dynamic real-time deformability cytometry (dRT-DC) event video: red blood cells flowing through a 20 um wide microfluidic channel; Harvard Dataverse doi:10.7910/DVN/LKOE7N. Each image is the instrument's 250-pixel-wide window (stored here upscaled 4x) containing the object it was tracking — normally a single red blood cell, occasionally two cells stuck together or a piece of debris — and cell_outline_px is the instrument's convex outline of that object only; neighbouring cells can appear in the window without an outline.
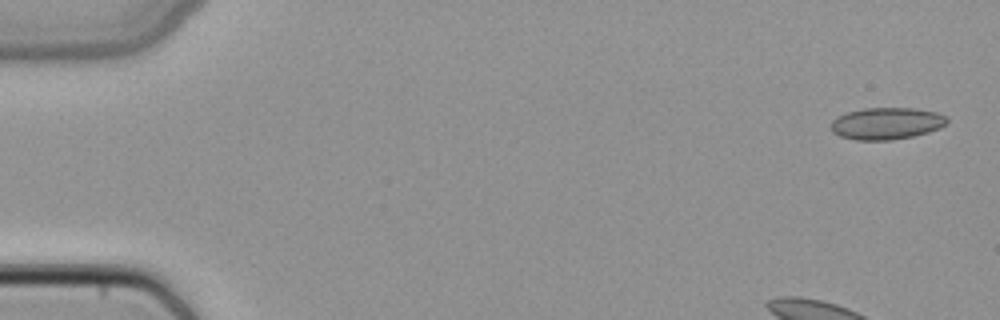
{"species": "common noctule bat (a hibernating species)", "species_latin": "Nyctalus noctula", "temperature_condition": "cold", "stored_images_in_passage": 6, "camera_frame_rate_fps": 3000, "um_per_image_px": 0.085, "animal": {"sex": "female", "body_mass_g": 22.7, "forearm_length_mm": 54.2}, "frame": {"image": 1, "passage_image": 1, "time_ms": 0.0, "image_size_px": [1000, 320], "cell_outline_px": [[948, 124], [940, 128], [928, 132], [912, 136], [892, 140], [856, 140], [840, 136], [832, 132], [832, 120], [836, 116], [848, 112], [864, 108], [916, 108], [936, 112], [948, 116]], "centroid_in_image_um": [75.39, 10.49], "position_along_channel_um": 9.6, "area_um2": 21.73}}
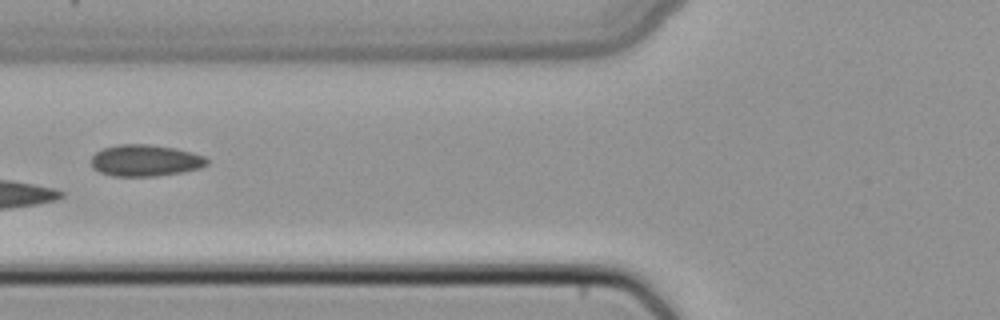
{"frame": {"image": 2, "passage_image": 6, "time_ms": 1.667, "image_size_px": [1000, 320], "cell_outline_px": [[208, 164], [200, 168], [184, 172], [156, 176], [112, 176], [100, 172], [92, 168], [92, 156], [96, 152], [104, 148], [120, 144], [148, 144], [176, 148], [192, 152], [204, 156], [208, 160]], "centroid_in_image_um": [12.37, 13.64], "position_along_channel_um": 113.4, "area_um2": 21.39}}